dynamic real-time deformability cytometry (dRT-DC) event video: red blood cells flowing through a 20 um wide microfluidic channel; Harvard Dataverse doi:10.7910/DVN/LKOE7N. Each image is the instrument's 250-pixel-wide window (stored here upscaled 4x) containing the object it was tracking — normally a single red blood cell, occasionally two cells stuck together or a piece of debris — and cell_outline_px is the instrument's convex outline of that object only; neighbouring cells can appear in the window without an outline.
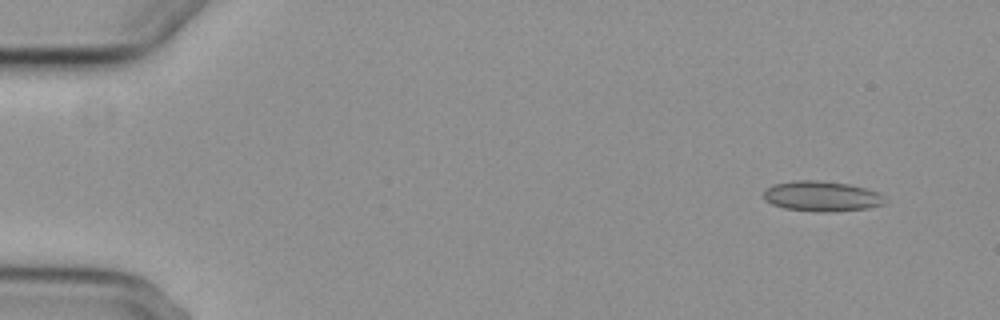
{"species": "common noctule bat (a hibernating species)", "species_latin": "Nyctalus noctula", "temperature_condition": "cold", "stored_images_in_passage": 5, "camera_frame_rate_fps": 3000, "um_per_image_px": 0.085, "animal": {"sex": "female", "body_mass_g": 29.2, "forearm_length_mm": 56.3}, "frame": {"image": 1, "passage_image": 1, "time_ms": 0.0, "image_size_px": [1000, 320], "cell_outline_px": [[884, 204], [868, 208], [828, 212], [820, 212], [784, 208], [772, 204], [764, 200], [764, 188], [772, 184], [796, 180], [820, 180], [848, 184], [864, 188], [876, 192], [884, 196]], "centroid_in_image_um": [69.79, 16.67], "position_along_channel_um": 15.2, "area_um2": 21.39}}